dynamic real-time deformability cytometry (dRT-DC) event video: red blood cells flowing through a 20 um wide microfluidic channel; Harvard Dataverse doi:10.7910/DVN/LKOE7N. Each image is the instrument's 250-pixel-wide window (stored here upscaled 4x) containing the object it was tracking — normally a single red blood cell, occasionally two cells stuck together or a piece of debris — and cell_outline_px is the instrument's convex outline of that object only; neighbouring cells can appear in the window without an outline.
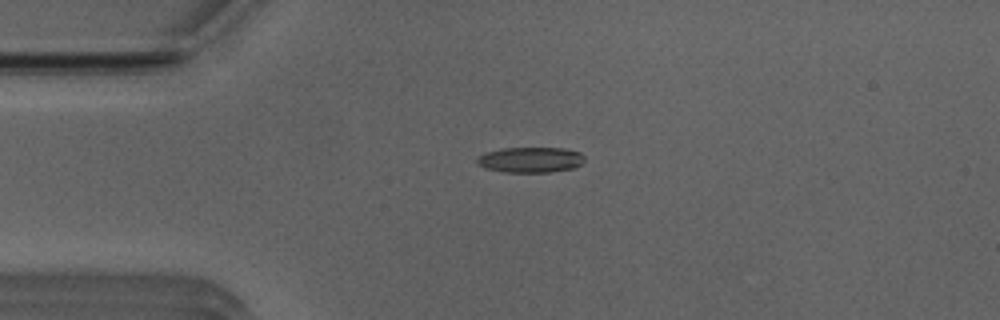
{"species": "Egyptian fruit bat (a non-hibernating species)", "species_latin": "Rousettus aegyptiacus", "temperature_condition": "room temperature", "stored_images_in_passage": 34, "camera_frame_rate_fps": 3000, "um_per_image_px": 0.085, "animal": {"sex": "male"}, "frame": {"image": 1, "passage_image": 1, "time_ms": 0.0, "image_size_px": [1000, 320], "cell_outline_px": [[584, 160], [580, 164], [572, 168], [548, 172], [504, 172], [484, 168], [476, 164], [476, 160], [480, 156], [488, 152], [504, 148], [564, 148], [580, 152], [584, 156]], "centroid_in_image_um": [45.08, 13.58], "position_along_channel_um": 39.9, "area_um2": 15.84}}
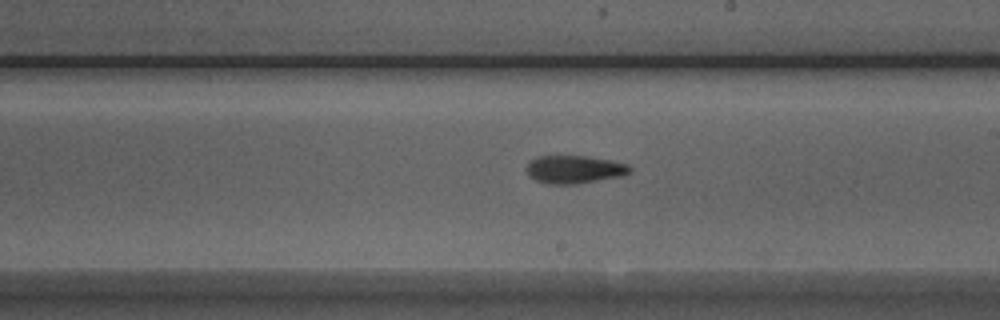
{"frame": {"image": 2, "passage_image": 18, "time_ms": 5.667, "image_size_px": [1000, 320], "cell_outline_px": [[632, 168], [624, 176], [576, 184], [548, 184], [536, 180], [528, 176], [524, 168], [536, 156], [588, 156], [612, 160], [628, 164]], "centroid_in_image_um": [48.81, 14.4], "position_along_channel_um": 240.2, "area_um2": 17.05}}
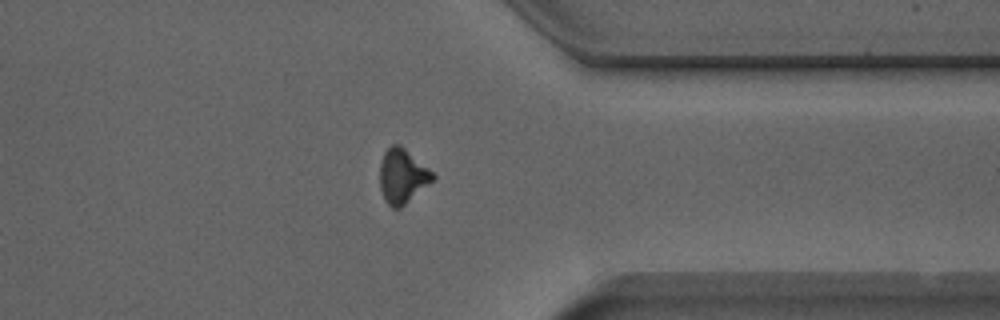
{"frame": {"image": 3, "passage_image": 29, "time_ms": 9.333, "image_size_px": [1000, 320], "cell_outline_px": [[436, 176], [432, 180], [400, 208], [392, 208], [384, 200], [380, 188], [380, 164], [384, 152], [392, 144], [400, 144], [428, 168]], "centroid_in_image_um": [34.17, 14.96], "position_along_channel_um": 377.2, "area_um2": 16.47}, "authors_computed_cell_mechanics": {"area_um2": 16.6753, "velocity_mm_per_s": 3.9575, "shape_relaxation_time_tau1_ms": 3.9866, "shape_relaxation_time_tau2_ms": 2.3226, "deformation_change_tau1": 0.1407, "deformation_change_tau2": 0.0923}}